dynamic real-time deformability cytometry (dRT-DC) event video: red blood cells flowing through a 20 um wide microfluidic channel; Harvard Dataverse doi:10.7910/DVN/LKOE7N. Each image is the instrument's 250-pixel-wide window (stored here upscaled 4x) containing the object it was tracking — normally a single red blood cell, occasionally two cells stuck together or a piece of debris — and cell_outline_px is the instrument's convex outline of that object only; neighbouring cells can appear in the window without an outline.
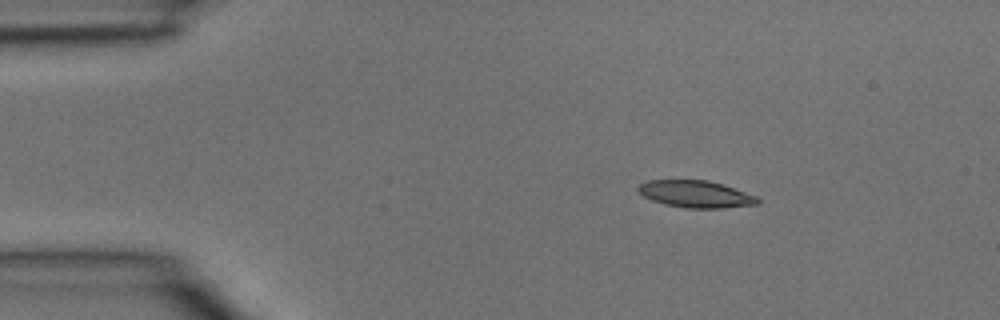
{"species": "common noctule bat (a hibernating species)", "species_latin": "Nyctalus noctula", "temperature_condition": "room temperature", "stored_images_in_passage": 2, "camera_frame_rate_fps": 3000, "um_per_image_px": 0.085, "animal": {"sex": "male", "body_mass_g": 15.6}, "frame": {"image": 1, "passage_image": 1, "time_ms": 0.0, "image_size_px": [1000, 320], "cell_outline_px": [[760, 204], [724, 208], [684, 208], [664, 204], [652, 200], [644, 196], [636, 188], [640, 184], [648, 180], [708, 180], [756, 196], [760, 200]], "centroid_in_image_um": [59.13, 16.51], "position_along_channel_um": 25.9, "area_um2": 18.67}}